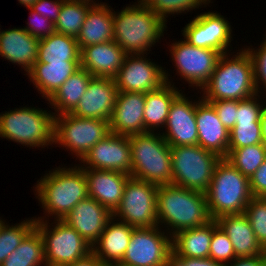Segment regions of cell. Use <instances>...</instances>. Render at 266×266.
<instances>
[{"instance_id": "39", "label": "cell", "mask_w": 266, "mask_h": 266, "mask_svg": "<svg viewBox=\"0 0 266 266\" xmlns=\"http://www.w3.org/2000/svg\"><path fill=\"white\" fill-rule=\"evenodd\" d=\"M209 258L224 265L231 263L237 258L229 237L214 219Z\"/></svg>"}, {"instance_id": "20", "label": "cell", "mask_w": 266, "mask_h": 266, "mask_svg": "<svg viewBox=\"0 0 266 266\" xmlns=\"http://www.w3.org/2000/svg\"><path fill=\"white\" fill-rule=\"evenodd\" d=\"M145 93L118 92L109 120L110 132L131 136L144 133Z\"/></svg>"}, {"instance_id": "50", "label": "cell", "mask_w": 266, "mask_h": 266, "mask_svg": "<svg viewBox=\"0 0 266 266\" xmlns=\"http://www.w3.org/2000/svg\"><path fill=\"white\" fill-rule=\"evenodd\" d=\"M261 123H262L263 144L266 146V105L263 109Z\"/></svg>"}, {"instance_id": "52", "label": "cell", "mask_w": 266, "mask_h": 266, "mask_svg": "<svg viewBox=\"0 0 266 266\" xmlns=\"http://www.w3.org/2000/svg\"><path fill=\"white\" fill-rule=\"evenodd\" d=\"M20 4L26 6V8H31L38 0H18Z\"/></svg>"}, {"instance_id": "49", "label": "cell", "mask_w": 266, "mask_h": 266, "mask_svg": "<svg viewBox=\"0 0 266 266\" xmlns=\"http://www.w3.org/2000/svg\"><path fill=\"white\" fill-rule=\"evenodd\" d=\"M67 266H105L93 253H90L86 258L76 261Z\"/></svg>"}, {"instance_id": "28", "label": "cell", "mask_w": 266, "mask_h": 266, "mask_svg": "<svg viewBox=\"0 0 266 266\" xmlns=\"http://www.w3.org/2000/svg\"><path fill=\"white\" fill-rule=\"evenodd\" d=\"M79 68L80 62L35 63L27 75L48 101Z\"/></svg>"}, {"instance_id": "40", "label": "cell", "mask_w": 266, "mask_h": 266, "mask_svg": "<svg viewBox=\"0 0 266 266\" xmlns=\"http://www.w3.org/2000/svg\"><path fill=\"white\" fill-rule=\"evenodd\" d=\"M255 237L263 246L266 243V198L253 197L244 210Z\"/></svg>"}, {"instance_id": "41", "label": "cell", "mask_w": 266, "mask_h": 266, "mask_svg": "<svg viewBox=\"0 0 266 266\" xmlns=\"http://www.w3.org/2000/svg\"><path fill=\"white\" fill-rule=\"evenodd\" d=\"M260 95L255 94L247 99L238 100V109L236 111V123H261L263 109L265 104H260ZM258 101V102H257Z\"/></svg>"}, {"instance_id": "31", "label": "cell", "mask_w": 266, "mask_h": 266, "mask_svg": "<svg viewBox=\"0 0 266 266\" xmlns=\"http://www.w3.org/2000/svg\"><path fill=\"white\" fill-rule=\"evenodd\" d=\"M80 54L76 38L54 32L40 39L36 63L80 62Z\"/></svg>"}, {"instance_id": "2", "label": "cell", "mask_w": 266, "mask_h": 266, "mask_svg": "<svg viewBox=\"0 0 266 266\" xmlns=\"http://www.w3.org/2000/svg\"><path fill=\"white\" fill-rule=\"evenodd\" d=\"M117 13L113 12L114 41L127 54L147 55L164 35L166 23L141 0Z\"/></svg>"}, {"instance_id": "45", "label": "cell", "mask_w": 266, "mask_h": 266, "mask_svg": "<svg viewBox=\"0 0 266 266\" xmlns=\"http://www.w3.org/2000/svg\"><path fill=\"white\" fill-rule=\"evenodd\" d=\"M166 266H225L223 263L216 262L207 258L180 257L174 251H171L166 260Z\"/></svg>"}, {"instance_id": "24", "label": "cell", "mask_w": 266, "mask_h": 266, "mask_svg": "<svg viewBox=\"0 0 266 266\" xmlns=\"http://www.w3.org/2000/svg\"><path fill=\"white\" fill-rule=\"evenodd\" d=\"M116 221V222H115ZM135 227L112 217L98 240L92 245V253L105 265L121 263ZM97 244V245H96Z\"/></svg>"}, {"instance_id": "17", "label": "cell", "mask_w": 266, "mask_h": 266, "mask_svg": "<svg viewBox=\"0 0 266 266\" xmlns=\"http://www.w3.org/2000/svg\"><path fill=\"white\" fill-rule=\"evenodd\" d=\"M166 132H161L170 147L198 145L196 102L180 93L171 103Z\"/></svg>"}, {"instance_id": "21", "label": "cell", "mask_w": 266, "mask_h": 266, "mask_svg": "<svg viewBox=\"0 0 266 266\" xmlns=\"http://www.w3.org/2000/svg\"><path fill=\"white\" fill-rule=\"evenodd\" d=\"M198 145L225 158L228 154L230 132L224 127L210 102L196 101Z\"/></svg>"}, {"instance_id": "32", "label": "cell", "mask_w": 266, "mask_h": 266, "mask_svg": "<svg viewBox=\"0 0 266 266\" xmlns=\"http://www.w3.org/2000/svg\"><path fill=\"white\" fill-rule=\"evenodd\" d=\"M93 76L84 68L80 67L74 72L48 100L55 109V116L70 113L78 104L86 92L88 84Z\"/></svg>"}, {"instance_id": "36", "label": "cell", "mask_w": 266, "mask_h": 266, "mask_svg": "<svg viewBox=\"0 0 266 266\" xmlns=\"http://www.w3.org/2000/svg\"><path fill=\"white\" fill-rule=\"evenodd\" d=\"M36 220L31 218L9 226L5 222L0 226V264L22 243L35 228Z\"/></svg>"}, {"instance_id": "15", "label": "cell", "mask_w": 266, "mask_h": 266, "mask_svg": "<svg viewBox=\"0 0 266 266\" xmlns=\"http://www.w3.org/2000/svg\"><path fill=\"white\" fill-rule=\"evenodd\" d=\"M230 23L217 12H205L185 25L183 37L190 45L227 53L232 41Z\"/></svg>"}, {"instance_id": "30", "label": "cell", "mask_w": 266, "mask_h": 266, "mask_svg": "<svg viewBox=\"0 0 266 266\" xmlns=\"http://www.w3.org/2000/svg\"><path fill=\"white\" fill-rule=\"evenodd\" d=\"M213 234V219L207 224L172 236V251L180 257L207 258Z\"/></svg>"}, {"instance_id": "11", "label": "cell", "mask_w": 266, "mask_h": 266, "mask_svg": "<svg viewBox=\"0 0 266 266\" xmlns=\"http://www.w3.org/2000/svg\"><path fill=\"white\" fill-rule=\"evenodd\" d=\"M157 192L158 185L130 176L113 217L135 228L158 226Z\"/></svg>"}, {"instance_id": "51", "label": "cell", "mask_w": 266, "mask_h": 266, "mask_svg": "<svg viewBox=\"0 0 266 266\" xmlns=\"http://www.w3.org/2000/svg\"><path fill=\"white\" fill-rule=\"evenodd\" d=\"M69 1H73V2H78V3H83V4H88L90 6H98V5H102V3H96V1L94 2L93 0H69Z\"/></svg>"}, {"instance_id": "33", "label": "cell", "mask_w": 266, "mask_h": 266, "mask_svg": "<svg viewBox=\"0 0 266 266\" xmlns=\"http://www.w3.org/2000/svg\"><path fill=\"white\" fill-rule=\"evenodd\" d=\"M46 266L43 239L34 228L0 266Z\"/></svg>"}, {"instance_id": "34", "label": "cell", "mask_w": 266, "mask_h": 266, "mask_svg": "<svg viewBox=\"0 0 266 266\" xmlns=\"http://www.w3.org/2000/svg\"><path fill=\"white\" fill-rule=\"evenodd\" d=\"M265 149L263 143L242 148H228L225 159L241 174L250 178L265 161Z\"/></svg>"}, {"instance_id": "3", "label": "cell", "mask_w": 266, "mask_h": 266, "mask_svg": "<svg viewBox=\"0 0 266 266\" xmlns=\"http://www.w3.org/2000/svg\"><path fill=\"white\" fill-rule=\"evenodd\" d=\"M34 189L45 210L44 214L54 216L55 220H63L81 200L89 196L87 180L80 164L49 171L37 181Z\"/></svg>"}, {"instance_id": "43", "label": "cell", "mask_w": 266, "mask_h": 266, "mask_svg": "<svg viewBox=\"0 0 266 266\" xmlns=\"http://www.w3.org/2000/svg\"><path fill=\"white\" fill-rule=\"evenodd\" d=\"M207 102H210L213 105L220 121L230 132L236 123L238 100H216Z\"/></svg>"}, {"instance_id": "8", "label": "cell", "mask_w": 266, "mask_h": 266, "mask_svg": "<svg viewBox=\"0 0 266 266\" xmlns=\"http://www.w3.org/2000/svg\"><path fill=\"white\" fill-rule=\"evenodd\" d=\"M170 151L173 175L171 184L206 193L221 157L200 145L171 147Z\"/></svg>"}, {"instance_id": "10", "label": "cell", "mask_w": 266, "mask_h": 266, "mask_svg": "<svg viewBox=\"0 0 266 266\" xmlns=\"http://www.w3.org/2000/svg\"><path fill=\"white\" fill-rule=\"evenodd\" d=\"M109 133L106 120L79 118L71 113L55 116L54 143L69 149L80 160Z\"/></svg>"}, {"instance_id": "7", "label": "cell", "mask_w": 266, "mask_h": 266, "mask_svg": "<svg viewBox=\"0 0 266 266\" xmlns=\"http://www.w3.org/2000/svg\"><path fill=\"white\" fill-rule=\"evenodd\" d=\"M54 131L55 114L47 110L20 107L0 114V137L27 147L52 145Z\"/></svg>"}, {"instance_id": "29", "label": "cell", "mask_w": 266, "mask_h": 266, "mask_svg": "<svg viewBox=\"0 0 266 266\" xmlns=\"http://www.w3.org/2000/svg\"><path fill=\"white\" fill-rule=\"evenodd\" d=\"M180 91L174 84L165 83L159 89L145 93L144 133L165 126L170 105Z\"/></svg>"}, {"instance_id": "22", "label": "cell", "mask_w": 266, "mask_h": 266, "mask_svg": "<svg viewBox=\"0 0 266 266\" xmlns=\"http://www.w3.org/2000/svg\"><path fill=\"white\" fill-rule=\"evenodd\" d=\"M89 197L107 208L112 214L121 203L128 178L127 173L117 171L83 169Z\"/></svg>"}, {"instance_id": "35", "label": "cell", "mask_w": 266, "mask_h": 266, "mask_svg": "<svg viewBox=\"0 0 266 266\" xmlns=\"http://www.w3.org/2000/svg\"><path fill=\"white\" fill-rule=\"evenodd\" d=\"M90 7L88 4L65 0L54 23L55 32L77 38Z\"/></svg>"}, {"instance_id": "16", "label": "cell", "mask_w": 266, "mask_h": 266, "mask_svg": "<svg viewBox=\"0 0 266 266\" xmlns=\"http://www.w3.org/2000/svg\"><path fill=\"white\" fill-rule=\"evenodd\" d=\"M80 161L83 163L80 166L82 169L117 171L130 175L132 170L130 138L110 132Z\"/></svg>"}, {"instance_id": "18", "label": "cell", "mask_w": 266, "mask_h": 266, "mask_svg": "<svg viewBox=\"0 0 266 266\" xmlns=\"http://www.w3.org/2000/svg\"><path fill=\"white\" fill-rule=\"evenodd\" d=\"M117 93L114 79L93 77L86 92L70 113L79 118H98L109 121Z\"/></svg>"}, {"instance_id": "13", "label": "cell", "mask_w": 266, "mask_h": 266, "mask_svg": "<svg viewBox=\"0 0 266 266\" xmlns=\"http://www.w3.org/2000/svg\"><path fill=\"white\" fill-rule=\"evenodd\" d=\"M170 48L177 73L189 86L199 87L200 90L209 82L222 55L214 49L190 45L185 40L172 43Z\"/></svg>"}, {"instance_id": "37", "label": "cell", "mask_w": 266, "mask_h": 266, "mask_svg": "<svg viewBox=\"0 0 266 266\" xmlns=\"http://www.w3.org/2000/svg\"><path fill=\"white\" fill-rule=\"evenodd\" d=\"M148 8L154 11L165 23L168 14L189 12L199 8L202 4L206 6L211 0H141Z\"/></svg>"}, {"instance_id": "48", "label": "cell", "mask_w": 266, "mask_h": 266, "mask_svg": "<svg viewBox=\"0 0 266 266\" xmlns=\"http://www.w3.org/2000/svg\"><path fill=\"white\" fill-rule=\"evenodd\" d=\"M225 266H266V257L258 255L255 257L236 258L231 263L225 264Z\"/></svg>"}, {"instance_id": "55", "label": "cell", "mask_w": 266, "mask_h": 266, "mask_svg": "<svg viewBox=\"0 0 266 266\" xmlns=\"http://www.w3.org/2000/svg\"><path fill=\"white\" fill-rule=\"evenodd\" d=\"M3 223H4V221H2V220L0 219V226H1Z\"/></svg>"}, {"instance_id": "25", "label": "cell", "mask_w": 266, "mask_h": 266, "mask_svg": "<svg viewBox=\"0 0 266 266\" xmlns=\"http://www.w3.org/2000/svg\"><path fill=\"white\" fill-rule=\"evenodd\" d=\"M39 41L24 28L0 31V56L18 64L27 74L38 60Z\"/></svg>"}, {"instance_id": "26", "label": "cell", "mask_w": 266, "mask_h": 266, "mask_svg": "<svg viewBox=\"0 0 266 266\" xmlns=\"http://www.w3.org/2000/svg\"><path fill=\"white\" fill-rule=\"evenodd\" d=\"M215 220L229 237L237 258L263 255V246L244 213L223 215Z\"/></svg>"}, {"instance_id": "27", "label": "cell", "mask_w": 266, "mask_h": 266, "mask_svg": "<svg viewBox=\"0 0 266 266\" xmlns=\"http://www.w3.org/2000/svg\"><path fill=\"white\" fill-rule=\"evenodd\" d=\"M109 7L111 6L107 3L90 7L76 38L80 50L83 47L114 40L113 10Z\"/></svg>"}, {"instance_id": "54", "label": "cell", "mask_w": 266, "mask_h": 266, "mask_svg": "<svg viewBox=\"0 0 266 266\" xmlns=\"http://www.w3.org/2000/svg\"><path fill=\"white\" fill-rule=\"evenodd\" d=\"M111 266H126V265H123L121 263H118V264H114V265H111Z\"/></svg>"}, {"instance_id": "44", "label": "cell", "mask_w": 266, "mask_h": 266, "mask_svg": "<svg viewBox=\"0 0 266 266\" xmlns=\"http://www.w3.org/2000/svg\"><path fill=\"white\" fill-rule=\"evenodd\" d=\"M31 21L26 23L28 26L24 29L32 36L38 39L48 37L55 32V26L52 21L42 17L39 13L29 8Z\"/></svg>"}, {"instance_id": "42", "label": "cell", "mask_w": 266, "mask_h": 266, "mask_svg": "<svg viewBox=\"0 0 266 266\" xmlns=\"http://www.w3.org/2000/svg\"><path fill=\"white\" fill-rule=\"evenodd\" d=\"M266 38V36H265ZM252 58L253 72H254V83L255 88L260 92V83H263V87L266 89V39L260 44L258 49L245 48Z\"/></svg>"}, {"instance_id": "38", "label": "cell", "mask_w": 266, "mask_h": 266, "mask_svg": "<svg viewBox=\"0 0 266 266\" xmlns=\"http://www.w3.org/2000/svg\"><path fill=\"white\" fill-rule=\"evenodd\" d=\"M262 143V123L235 124L230 130L229 148H242Z\"/></svg>"}, {"instance_id": "14", "label": "cell", "mask_w": 266, "mask_h": 266, "mask_svg": "<svg viewBox=\"0 0 266 266\" xmlns=\"http://www.w3.org/2000/svg\"><path fill=\"white\" fill-rule=\"evenodd\" d=\"M145 54H127L122 67L114 78L118 92L148 93L171 82L168 72L147 60Z\"/></svg>"}, {"instance_id": "1", "label": "cell", "mask_w": 266, "mask_h": 266, "mask_svg": "<svg viewBox=\"0 0 266 266\" xmlns=\"http://www.w3.org/2000/svg\"><path fill=\"white\" fill-rule=\"evenodd\" d=\"M156 207L158 226L164 223L171 236L212 220L205 193L173 184L158 186Z\"/></svg>"}, {"instance_id": "23", "label": "cell", "mask_w": 266, "mask_h": 266, "mask_svg": "<svg viewBox=\"0 0 266 266\" xmlns=\"http://www.w3.org/2000/svg\"><path fill=\"white\" fill-rule=\"evenodd\" d=\"M126 55L127 53L114 40L90 45L81 49L80 67L93 77L114 79Z\"/></svg>"}, {"instance_id": "5", "label": "cell", "mask_w": 266, "mask_h": 266, "mask_svg": "<svg viewBox=\"0 0 266 266\" xmlns=\"http://www.w3.org/2000/svg\"><path fill=\"white\" fill-rule=\"evenodd\" d=\"M129 138L132 160L130 176L158 186L171 184V147L160 132L134 134Z\"/></svg>"}, {"instance_id": "53", "label": "cell", "mask_w": 266, "mask_h": 266, "mask_svg": "<svg viewBox=\"0 0 266 266\" xmlns=\"http://www.w3.org/2000/svg\"><path fill=\"white\" fill-rule=\"evenodd\" d=\"M263 255L266 257V243L263 245Z\"/></svg>"}, {"instance_id": "4", "label": "cell", "mask_w": 266, "mask_h": 266, "mask_svg": "<svg viewBox=\"0 0 266 266\" xmlns=\"http://www.w3.org/2000/svg\"><path fill=\"white\" fill-rule=\"evenodd\" d=\"M228 54L220 56L209 82L202 88L205 101L243 100L257 94L252 58L245 47L233 58Z\"/></svg>"}, {"instance_id": "47", "label": "cell", "mask_w": 266, "mask_h": 266, "mask_svg": "<svg viewBox=\"0 0 266 266\" xmlns=\"http://www.w3.org/2000/svg\"><path fill=\"white\" fill-rule=\"evenodd\" d=\"M252 197L266 198V161L249 178Z\"/></svg>"}, {"instance_id": "46", "label": "cell", "mask_w": 266, "mask_h": 266, "mask_svg": "<svg viewBox=\"0 0 266 266\" xmlns=\"http://www.w3.org/2000/svg\"><path fill=\"white\" fill-rule=\"evenodd\" d=\"M64 1L65 0H38L31 9L39 13L42 17L55 23Z\"/></svg>"}, {"instance_id": "12", "label": "cell", "mask_w": 266, "mask_h": 266, "mask_svg": "<svg viewBox=\"0 0 266 266\" xmlns=\"http://www.w3.org/2000/svg\"><path fill=\"white\" fill-rule=\"evenodd\" d=\"M160 228V226L134 228L121 264L166 266L167 256L172 251V236L161 232Z\"/></svg>"}, {"instance_id": "6", "label": "cell", "mask_w": 266, "mask_h": 266, "mask_svg": "<svg viewBox=\"0 0 266 266\" xmlns=\"http://www.w3.org/2000/svg\"><path fill=\"white\" fill-rule=\"evenodd\" d=\"M212 219L223 215L240 214L253 198L249 178L233 167L225 158L216 164L210 186L205 193Z\"/></svg>"}, {"instance_id": "19", "label": "cell", "mask_w": 266, "mask_h": 266, "mask_svg": "<svg viewBox=\"0 0 266 266\" xmlns=\"http://www.w3.org/2000/svg\"><path fill=\"white\" fill-rule=\"evenodd\" d=\"M112 217L113 214L107 208L88 196L81 200L63 221L74 228L92 246Z\"/></svg>"}, {"instance_id": "9", "label": "cell", "mask_w": 266, "mask_h": 266, "mask_svg": "<svg viewBox=\"0 0 266 266\" xmlns=\"http://www.w3.org/2000/svg\"><path fill=\"white\" fill-rule=\"evenodd\" d=\"M45 218L35 217V228L43 239L46 266H67L92 253V246L74 228L63 220H55L50 228Z\"/></svg>"}]
</instances>
